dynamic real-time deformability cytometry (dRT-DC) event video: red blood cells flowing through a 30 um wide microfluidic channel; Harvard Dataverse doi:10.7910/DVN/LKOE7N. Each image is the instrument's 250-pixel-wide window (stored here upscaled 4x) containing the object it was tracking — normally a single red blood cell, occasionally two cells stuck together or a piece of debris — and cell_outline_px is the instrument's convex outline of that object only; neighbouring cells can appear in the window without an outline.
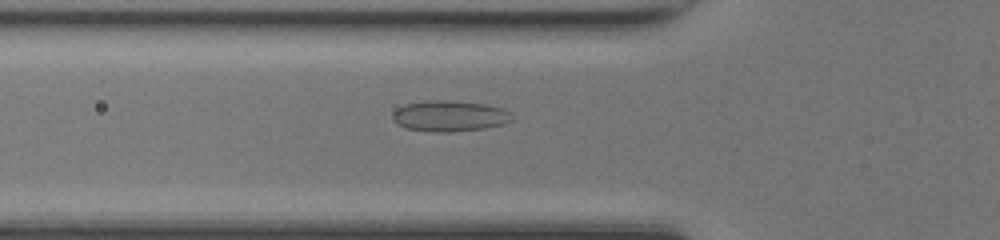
{"species": "common noctule bat (a hibernating species)", "species_latin": "Nyctalus noctula", "temperature_condition": "room temperature", "stored_images_in_passage": 36, "camera_frame_rate_fps": 3000, "um_per_image_px": 0.085, "animal": {"sex": "female", "body_mass_g": 17.0, "forearm_length_mm": 48.0}, "frame": {"image": 1, "passage_image": 4, "time_ms": 1.0, "image_size_px": [1000, 240], "cell_outline_px": [[516, 120], [504, 124], [484, 128], [452, 132], [432, 132], [404, 128], [396, 124], [392, 120], [392, 112], [396, 108], [404, 104], [428, 100], [448, 100], [488, 104], [504, 108], [512, 112]], "centroid_in_image_um": [38.24, 9.86], "position_along_channel_um": 87.6, "area_um2": 22.14}}
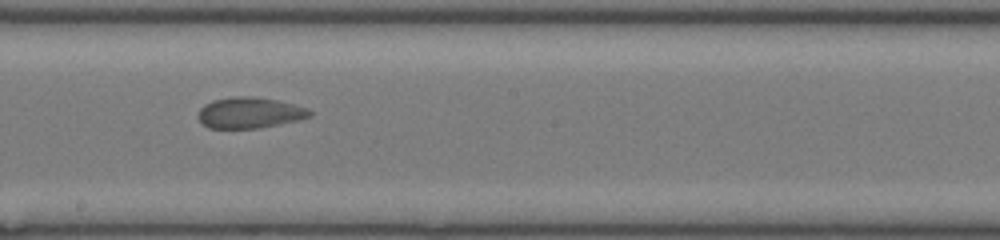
{"frame": {"image": 2, "passage_image": 14, "time_ms": 4.333, "image_size_px": [1000, 240], "cell_outline_px": [[312, 116], [300, 120], [260, 128], [208, 128], [196, 116], [200, 108], [204, 104], [212, 100], [232, 96], [252, 96], [276, 100], [308, 108], [312, 112]], "centroid_in_image_um": [21.21, 9.58], "position_along_channel_um": 227.0, "area_um2": 20.29}}
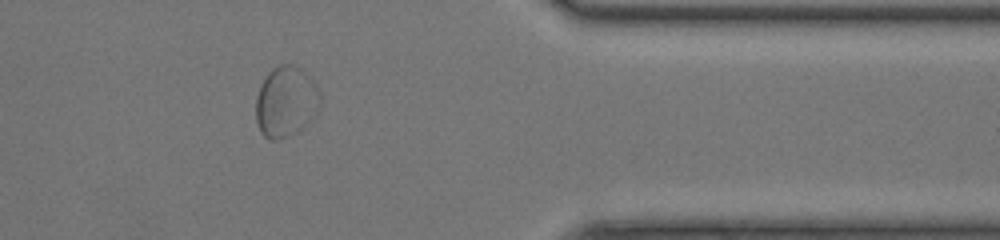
{"frame": {"image": 3, "passage_image": 27, "time_ms": 8.667, "image_size_px": [1000, 240], "cell_outline_px": [[320, 100], [316, 112], [300, 128], [276, 140], [268, 140], [260, 132], [256, 124], [256, 96], [260, 84], [268, 72], [272, 68], [280, 64], [292, 64], [300, 68], [316, 84], [320, 92]], "centroid_in_image_um": [24.25, 8.61], "position_along_channel_um": 387.2, "area_um2": 26.18}}